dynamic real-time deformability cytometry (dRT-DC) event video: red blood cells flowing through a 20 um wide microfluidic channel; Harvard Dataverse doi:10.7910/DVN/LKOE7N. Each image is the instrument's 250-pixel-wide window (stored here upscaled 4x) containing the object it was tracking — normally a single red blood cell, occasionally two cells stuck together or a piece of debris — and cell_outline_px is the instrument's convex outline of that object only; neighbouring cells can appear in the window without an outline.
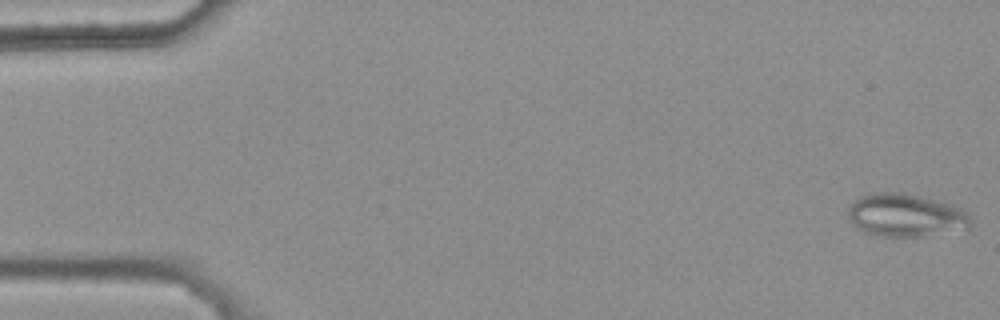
{"species": "common noctule bat (a hibernating species)", "species_latin": "Nyctalus noctula", "temperature_condition": "warm", "stored_images_in_passage": 47, "camera_frame_rate_fps": 3000, "um_per_image_px": 0.085, "animal": {"sex": "female", "body_mass_g": 25.1}, "frame": {"image": 1, "passage_image": 1, "time_ms": 0.0, "image_size_px": [1000, 320], "cell_outline_px": [[972, 228], [924, 236], [880, 236], [864, 232], [856, 228], [852, 224], [848, 216], [848, 208], [860, 196], [876, 192], [904, 192], [952, 204], [968, 212], [972, 220]], "centroid_in_image_um": [77.01, 18.3], "position_along_channel_um": 8.0, "area_um2": 30.98}}
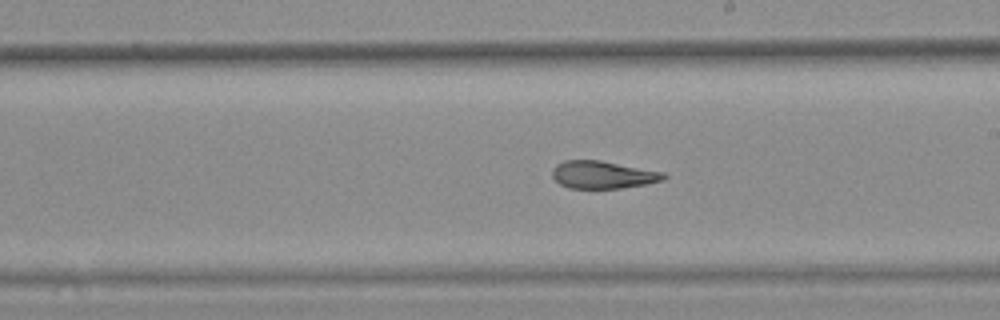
{"frame": {"image": 2, "passage_image": 31, "time_ms": 10.0, "image_size_px": [1000, 320], "cell_outline_px": [[668, 176], [664, 180], [644, 184], [620, 188], [568, 188], [560, 184], [552, 176], [552, 168], [556, 164], [564, 160], [600, 160], [664, 172]], "centroid_in_image_um": [51.23, 14.84], "position_along_channel_um": 237.8, "area_um2": 17.92}}
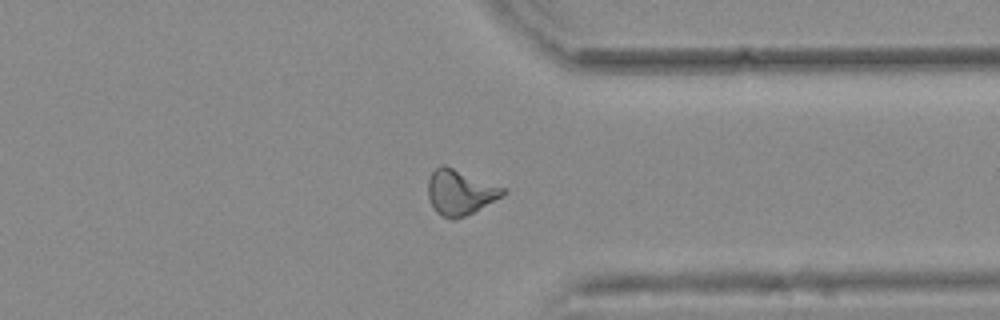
{"frame": {"image": 3, "passage_image": 42, "time_ms": 13.667, "image_size_px": [1000, 320], "cell_outline_px": [[508, 192], [504, 196], [456, 220], [452, 220], [436, 212], [428, 196], [428, 180], [432, 172], [440, 164], [444, 164], [508, 188]], "centroid_in_image_um": [39.15, 16.32], "position_along_channel_um": 372.3, "area_um2": 19.94}, "authors_computed_cell_mechanics": {"area_um2": 19.3052, "velocity_mm_per_s": 3.7241, "shape_relaxation_time_tau1_ms": null, "shape_relaxation_time_tau2_ms": 2.0452, "deformation_change_tau1": null, "deformation_change_tau2": 0.0949}}